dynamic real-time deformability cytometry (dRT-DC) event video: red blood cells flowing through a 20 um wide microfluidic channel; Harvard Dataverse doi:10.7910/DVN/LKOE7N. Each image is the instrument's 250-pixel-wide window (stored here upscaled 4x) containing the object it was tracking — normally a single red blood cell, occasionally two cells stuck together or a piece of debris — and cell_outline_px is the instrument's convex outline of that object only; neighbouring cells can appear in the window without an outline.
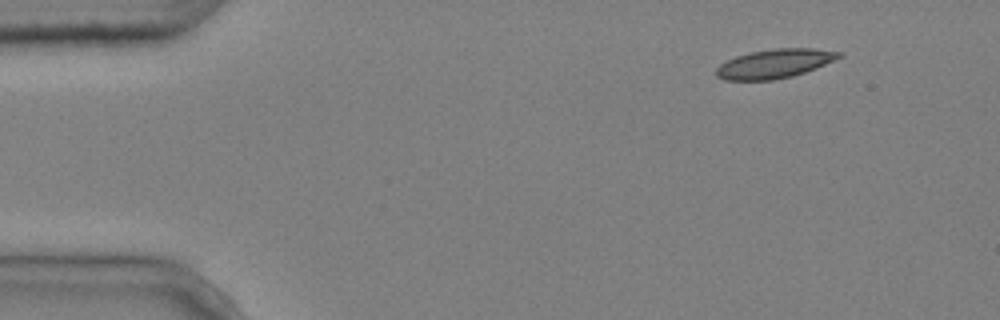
{"species": "common noctule bat (a hibernating species)", "species_latin": "Nyctalus noctula", "temperature_condition": "cold", "stored_images_in_passage": 4, "camera_frame_rate_fps": 3000, "um_per_image_px": 0.085, "animal": {"sex": "male", "body_mass_g": 20.4}, "frame": {"image": 1, "passage_image": 1, "time_ms": 0.0, "image_size_px": [1000, 320], "cell_outline_px": [[844, 56], [816, 68], [792, 76], [772, 80], [724, 80], [716, 76], [716, 68], [720, 64], [736, 56], [748, 52], [772, 48], [812, 48], [840, 52]], "centroid_in_image_um": [65.83, 5.4], "position_along_channel_um": 19.2, "area_um2": 20.81}}
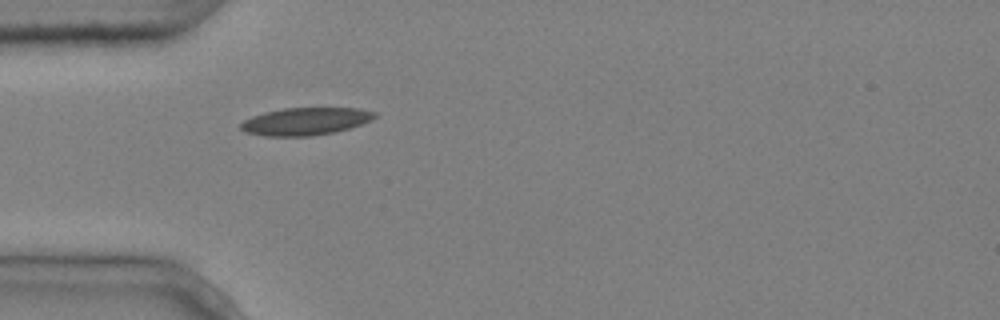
{"frame": {"image": 2, "passage_image": 4, "time_ms": 1.0, "image_size_px": [1000, 320], "cell_outline_px": [[376, 116], [372, 120], [348, 128], [332, 132], [312, 136], [264, 136], [244, 132], [240, 128], [240, 124], [244, 120], [252, 116], [264, 112], [284, 108], [360, 108], [376, 112]], "centroid_in_image_um": [25.94, 10.31], "position_along_channel_um": 59.1, "area_um2": 21.44}}